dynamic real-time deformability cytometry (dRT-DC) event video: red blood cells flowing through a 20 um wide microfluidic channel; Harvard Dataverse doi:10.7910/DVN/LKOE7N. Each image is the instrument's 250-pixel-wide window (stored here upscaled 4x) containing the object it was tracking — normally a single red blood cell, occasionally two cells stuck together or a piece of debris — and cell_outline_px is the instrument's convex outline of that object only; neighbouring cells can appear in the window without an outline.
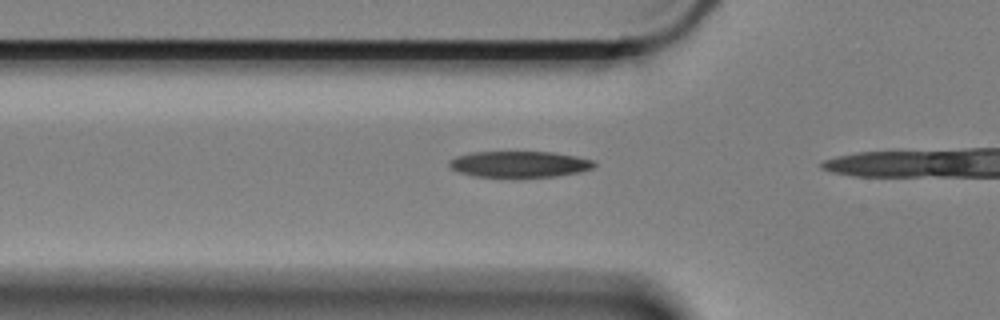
{"species": "Egyptian fruit bat (a non-hibernating species)", "species_latin": "Rousettus aegyptiacus", "temperature_condition": "cold", "stored_images_in_passage": 4, "camera_frame_rate_fps": 3000, "um_per_image_px": 0.085, "animal": {"sex": "female"}, "frame": {"image": 1, "passage_image": 2, "time_ms": 0.333, "image_size_px": [1000, 320], "cell_outline_px": [[596, 164], [592, 168], [580, 172], [556, 176], [516, 180], [476, 176], [456, 172], [448, 164], [448, 160], [456, 156], [472, 152], [552, 152], [576, 156], [592, 160]], "centroid_in_image_um": [44.11, 14.0], "position_along_channel_um": 81.7, "area_um2": 23.0}}